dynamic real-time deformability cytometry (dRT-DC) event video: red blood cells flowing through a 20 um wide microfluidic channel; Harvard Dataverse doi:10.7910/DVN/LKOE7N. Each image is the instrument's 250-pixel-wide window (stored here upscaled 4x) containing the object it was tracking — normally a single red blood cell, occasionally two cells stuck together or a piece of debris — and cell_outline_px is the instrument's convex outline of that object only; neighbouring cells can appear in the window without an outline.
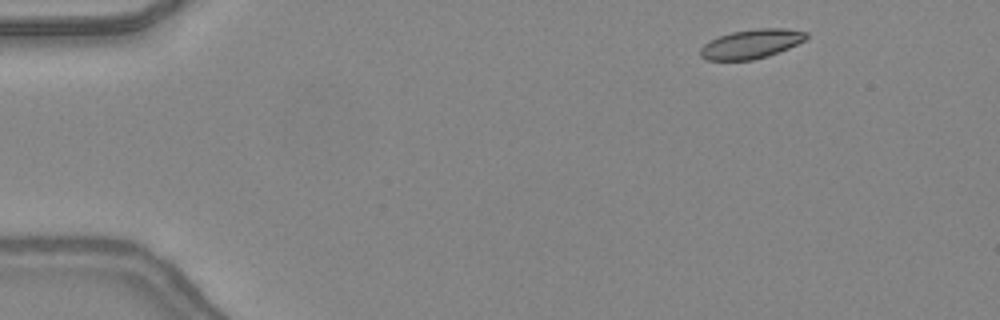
{"species": "common noctule bat (a hibernating species)", "species_latin": "Nyctalus noctula", "temperature_condition": "warm", "stored_images_in_passage": 44, "camera_frame_rate_fps": 3000, "um_per_image_px": 0.085, "animal": {"sex": "female", "body_mass_g": 24.6, "forearm_length_mm": 56.2}, "frame": {"image": 1, "passage_image": 3, "time_ms": 0.667, "image_size_px": [1000, 320], "cell_outline_px": [[808, 36], [804, 40], [788, 48], [768, 56], [752, 60], [708, 60], [700, 56], [700, 48], [704, 44], [720, 36], [732, 32], [756, 28], [784, 28], [808, 32]], "centroid_in_image_um": [63.86, 3.73], "position_along_channel_um": 21.1, "area_um2": 17.86}}
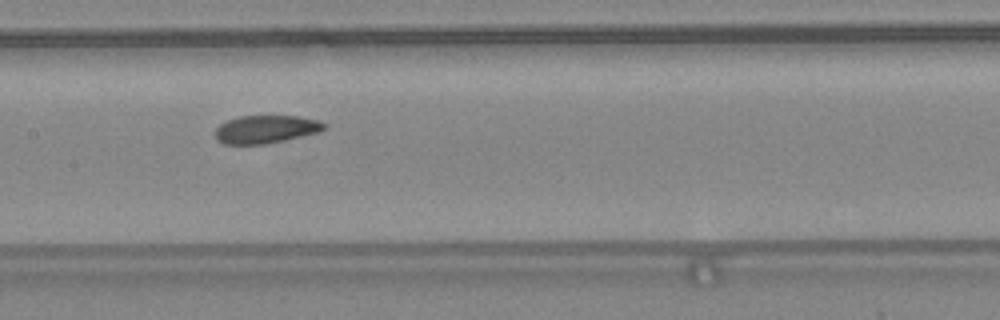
{"frame": {"image": 2, "passage_image": 21, "time_ms": 6.667, "image_size_px": [1000, 320], "cell_outline_px": [[328, 124], [320, 132], [284, 140], [264, 144], [224, 144], [216, 140], [216, 128], [220, 124], [228, 120], [240, 116], [300, 116], [320, 120]], "centroid_in_image_um": [22.63, 10.98], "position_along_channel_um": 184.8, "area_um2": 17.8}}
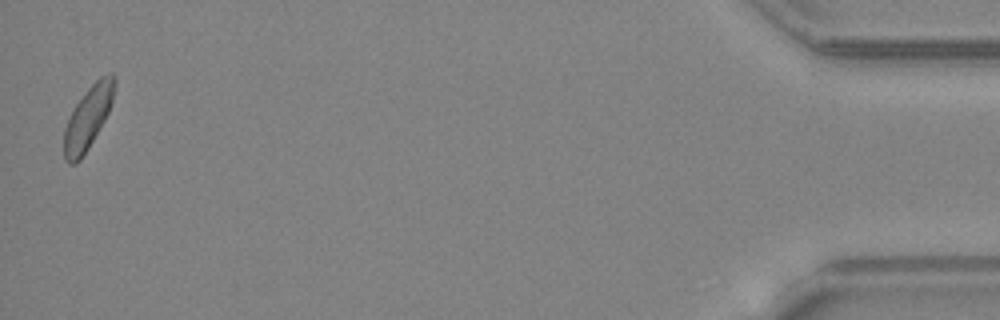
{"frame": {"image": 3, "passage_image": 44, "time_ms": 14.333, "image_size_px": [1000, 320], "cell_outline_px": [[116, 84], [112, 100], [108, 112], [104, 120], [88, 148], [80, 160], [76, 164], [68, 164], [64, 160], [64, 128], [76, 104], [84, 92], [100, 76], [108, 72], [112, 72], [116, 76]], "centroid_in_image_um": [7.49, 9.98], "position_along_channel_um": 427.7, "area_um2": 18.38}, "authors_computed_cell_mechanics": {"area_um2": 18.4671, "velocity_mm_per_s": 4.3656, "shape_relaxation_time_tau1_ms": 10.4555, "shape_relaxation_time_tau2_ms": 4.1557, "deformation_change_tau1": 0.1658, "deformation_change_tau2": 0.087}}